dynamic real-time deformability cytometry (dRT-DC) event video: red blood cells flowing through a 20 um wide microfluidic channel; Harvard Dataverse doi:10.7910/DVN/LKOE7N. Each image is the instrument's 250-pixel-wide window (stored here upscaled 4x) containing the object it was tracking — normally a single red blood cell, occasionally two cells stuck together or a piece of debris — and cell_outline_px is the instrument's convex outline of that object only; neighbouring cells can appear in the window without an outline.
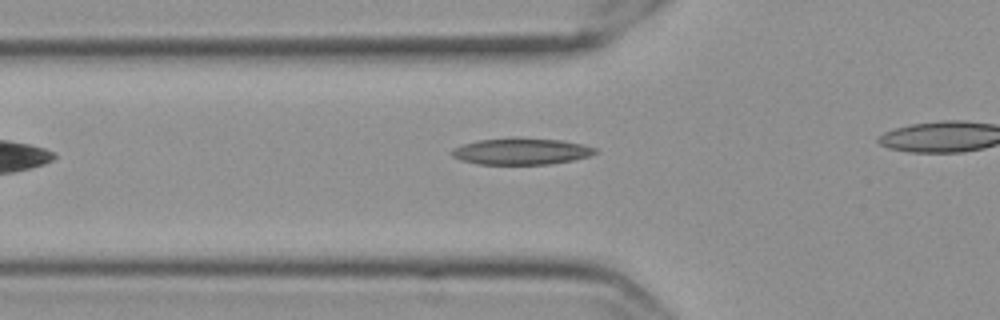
{"species": "Egyptian fruit bat (a non-hibernating species)", "species_latin": "Rousettus aegyptiacus", "temperature_condition": "cold", "stored_images_in_passage": 27, "camera_frame_rate_fps": 3000, "um_per_image_px": 0.085, "frame": {"image": 1, "passage_image": 4, "time_ms": 1.0, "image_size_px": [1000, 320], "cell_outline_px": [[596, 152], [588, 156], [572, 160], [548, 164], [476, 164], [460, 160], [452, 156], [452, 148], [476, 140], [512, 136], [564, 140], [584, 144], [596, 148]], "centroid_in_image_um": [44.28, 12.84], "position_along_channel_um": 81.5, "area_um2": 22.54}}
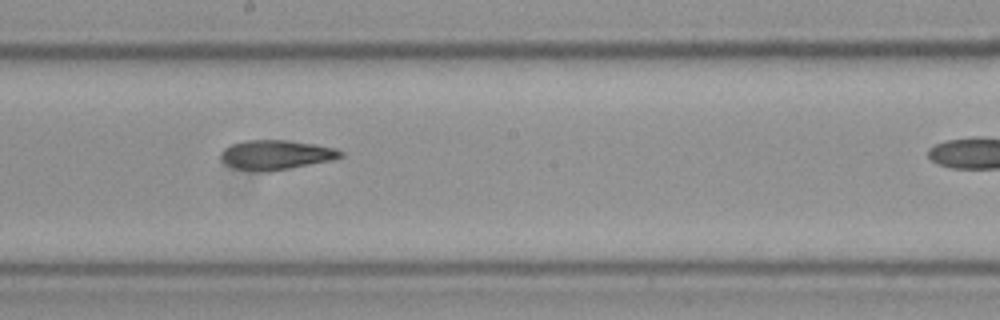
{"frame": {"image": 2, "passage_image": 16, "time_ms": 5.0, "image_size_px": [1000, 320], "cell_outline_px": [[344, 156], [332, 160], [268, 172], [264, 172], [236, 168], [220, 160], [220, 152], [224, 148], [232, 144], [244, 140], [288, 140], [316, 144], [336, 148], [344, 152]], "centroid_in_image_um": [23.48, 13.15], "position_along_channel_um": 224.7, "area_um2": 20.69}}
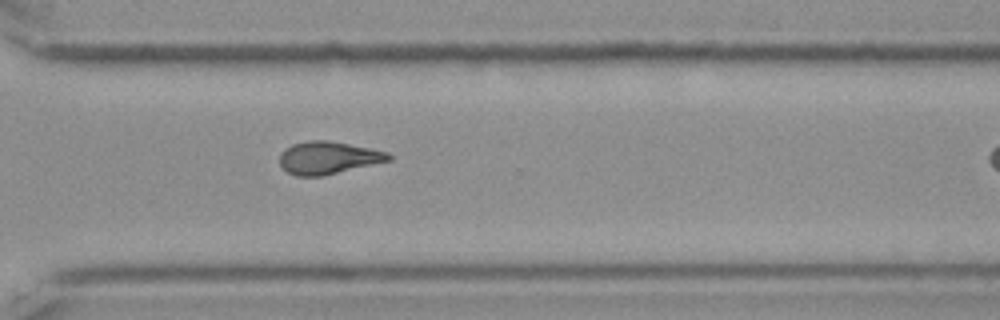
{"frame": {"image": 3, "passage_image": 26, "time_ms": 8.333, "image_size_px": [1000, 320], "cell_outline_px": [[392, 160], [320, 176], [296, 176], [288, 172], [280, 164], [280, 152], [284, 148], [292, 144], [308, 140], [328, 140], [372, 148], [388, 152], [392, 156]], "centroid_in_image_um": [27.89, 13.39], "position_along_channel_um": 342.7, "area_um2": 20.69}}